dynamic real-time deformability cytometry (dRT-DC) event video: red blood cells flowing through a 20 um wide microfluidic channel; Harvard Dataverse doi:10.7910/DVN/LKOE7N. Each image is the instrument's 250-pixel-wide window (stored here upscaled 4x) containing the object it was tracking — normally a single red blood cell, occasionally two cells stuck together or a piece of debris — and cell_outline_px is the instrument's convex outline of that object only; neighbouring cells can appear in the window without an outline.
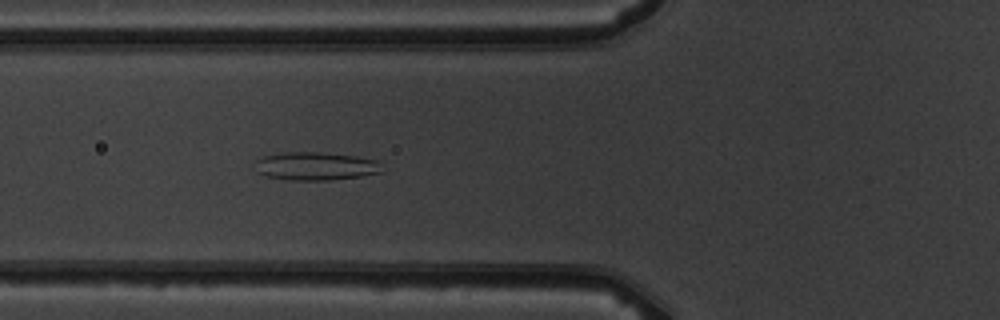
{"species": "common noctule bat (a hibernating species)", "species_latin": "Nyctalus noctula", "temperature_condition": "warm", "stored_images_in_passage": 2, "camera_frame_rate_fps": 3000, "um_per_image_px": 0.085, "animal": {"sex": "male", "body_mass_g": 19.5, "forearm_length_mm": 54.6}, "frame": {"image": 1, "passage_image": 2, "time_ms": 1.0, "image_size_px": [1000, 320], "cell_outline_px": [[380, 172], [360, 176], [332, 180], [288, 180], [264, 176], [256, 172], [252, 164], [256, 160], [264, 156], [284, 152], [320, 152], [356, 156], [380, 160]], "centroid_in_image_um": [26.76, 14.12], "position_along_channel_um": 99.0, "area_um2": 21.1}}